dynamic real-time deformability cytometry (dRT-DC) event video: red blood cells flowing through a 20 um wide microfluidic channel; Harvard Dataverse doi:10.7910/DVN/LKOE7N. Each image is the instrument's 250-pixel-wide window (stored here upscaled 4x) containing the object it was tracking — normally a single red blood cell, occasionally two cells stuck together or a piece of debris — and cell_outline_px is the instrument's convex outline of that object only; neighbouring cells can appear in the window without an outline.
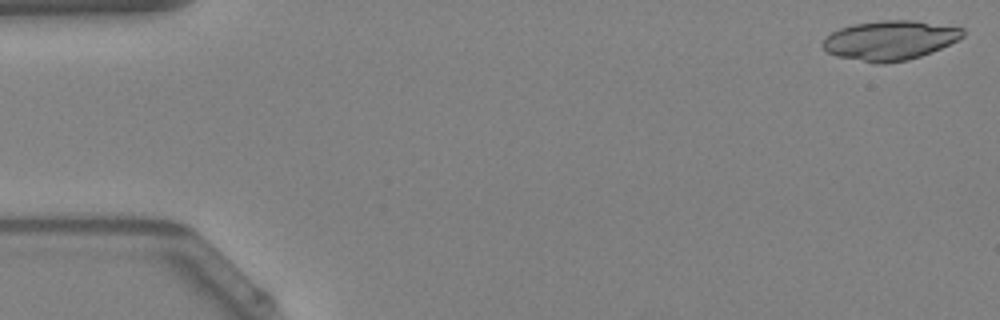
{"species": "Egyptian fruit bat (a non-hibernating species)", "species_latin": "Rousettus aegyptiacus", "temperature_condition": "warm", "stored_images_in_passage": 15, "camera_frame_rate_fps": 3000, "um_per_image_px": 0.085, "animal": {"sex": "female"}, "frame": {"image": 1, "passage_image": 1, "time_ms": 0.0, "image_size_px": [1000, 320], "cell_outline_px": [[964, 36], [932, 52], [908, 60], [884, 64], [876, 64], [836, 56], [828, 52], [820, 44], [832, 32], [840, 28], [852, 24], [880, 20], [912, 20], [964, 28]], "centroid_in_image_um": [75.62, 3.43], "position_along_channel_um": 9.4, "area_um2": 32.19}}
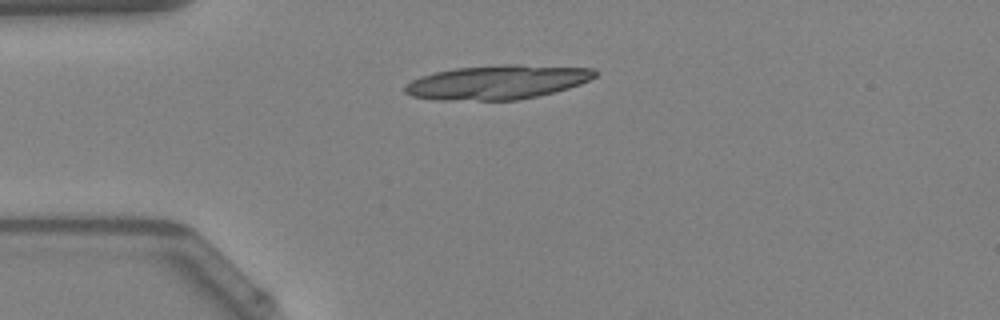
{"frame": {"image": 2, "passage_image": 12, "time_ms": 3.667, "image_size_px": [1000, 320], "cell_outline_px": [[600, 72], [596, 76], [580, 84], [568, 88], [520, 100], [432, 100], [412, 96], [404, 92], [404, 88], [412, 80], [420, 76], [436, 72], [456, 68], [504, 64], [520, 64], [596, 68]], "centroid_in_image_um": [42.3, 6.98], "position_along_channel_um": 42.7, "area_um2": 38.03}}